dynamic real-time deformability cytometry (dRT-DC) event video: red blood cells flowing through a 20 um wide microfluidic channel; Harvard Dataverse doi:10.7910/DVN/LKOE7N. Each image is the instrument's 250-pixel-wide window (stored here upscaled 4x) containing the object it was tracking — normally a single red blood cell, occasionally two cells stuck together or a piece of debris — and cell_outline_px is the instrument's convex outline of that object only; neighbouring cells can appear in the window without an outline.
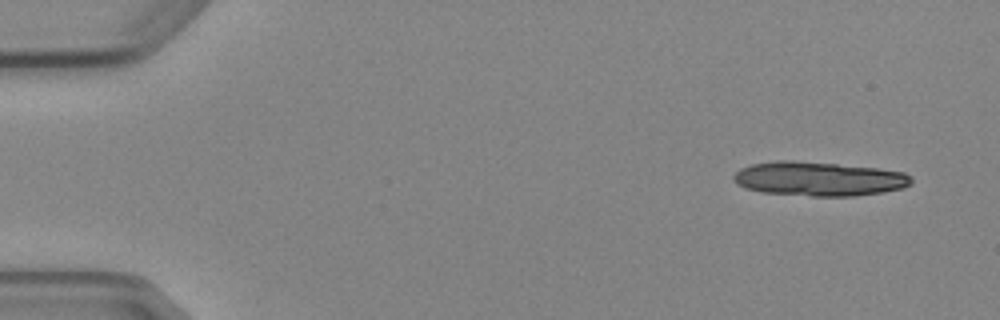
{"species": "Egyptian fruit bat (a non-hibernating species)", "species_latin": "Rousettus aegyptiacus", "temperature_condition": "cold", "stored_images_in_passage": 4, "camera_frame_rate_fps": 3000, "um_per_image_px": 0.085, "animal": {"sex": "female"}, "frame": {"image": 1, "passage_image": 1, "time_ms": 0.0, "image_size_px": [1000, 320], "cell_outline_px": [[912, 184], [904, 188], [884, 192], [852, 196], [812, 196], [760, 192], [744, 188], [732, 180], [732, 176], [740, 168], [752, 164], [776, 160], [792, 160], [880, 168], [904, 172], [912, 176]], "centroid_in_image_um": [69.61, 15.2], "position_along_channel_um": 15.4, "area_um2": 35.78}}